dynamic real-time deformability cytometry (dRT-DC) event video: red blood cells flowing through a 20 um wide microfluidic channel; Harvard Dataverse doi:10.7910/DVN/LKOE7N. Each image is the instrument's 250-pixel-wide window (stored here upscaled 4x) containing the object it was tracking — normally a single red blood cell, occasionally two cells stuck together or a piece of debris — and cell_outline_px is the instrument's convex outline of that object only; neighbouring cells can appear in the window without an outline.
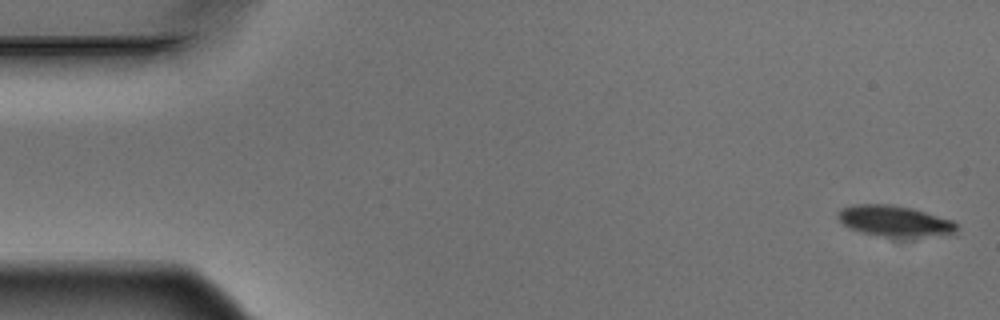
{"species": "Egyptian fruit bat (a non-hibernating species)", "species_latin": "Rousettus aegyptiacus", "temperature_condition": "warm", "stored_images_in_passage": 5, "camera_frame_rate_fps": 3000, "um_per_image_px": 0.085, "animal": {"sex": "male"}, "frame": {"image": 1, "passage_image": 1, "time_ms": 0.0, "image_size_px": [1000, 320], "cell_outline_px": [[956, 236], [904, 240], [896, 240], [876, 236], [860, 232], [848, 228], [836, 216], [836, 212], [840, 208], [852, 204], [892, 204], [912, 208], [952, 220], [956, 224]], "centroid_in_image_um": [76.1, 18.86], "position_along_channel_um": 8.9, "area_um2": 23.0}}
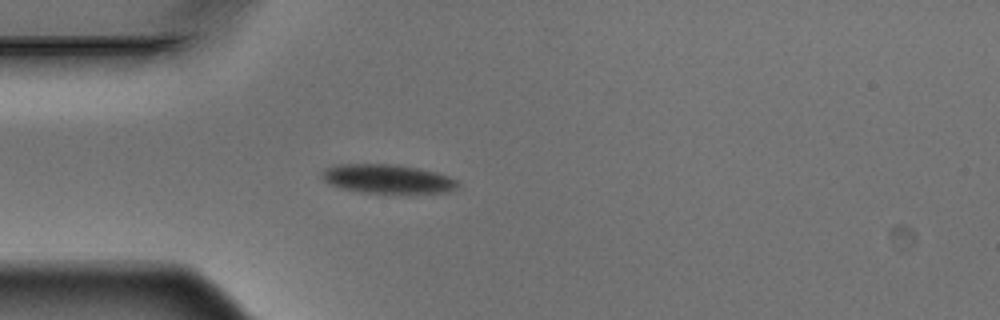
{"frame": {"image": 2, "passage_image": 5, "time_ms": 1.333, "image_size_px": [1000, 320], "cell_outline_px": [[460, 184], [456, 188], [448, 192], [364, 192], [340, 188], [328, 184], [320, 176], [320, 172], [324, 168], [336, 164], [400, 164], [420, 168], [436, 172], [448, 176], [456, 180]], "centroid_in_image_um": [32.89, 15.18], "position_along_channel_um": 52.1, "area_um2": 22.95}}